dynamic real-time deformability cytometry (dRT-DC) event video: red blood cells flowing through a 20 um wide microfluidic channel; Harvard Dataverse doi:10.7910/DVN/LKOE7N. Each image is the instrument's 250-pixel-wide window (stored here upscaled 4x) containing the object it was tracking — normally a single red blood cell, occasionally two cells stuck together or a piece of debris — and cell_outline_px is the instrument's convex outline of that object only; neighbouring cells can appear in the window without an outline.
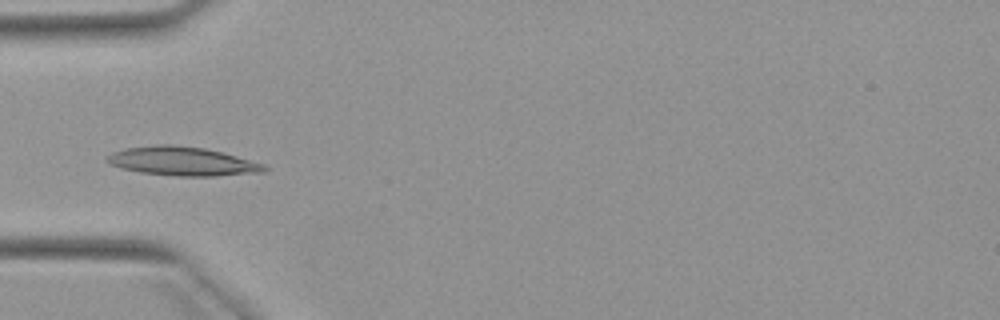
{"species": "Egyptian fruit bat (a non-hibernating species)", "species_latin": "Rousettus aegyptiacus", "temperature_condition": "warm", "stored_images_in_passage": 7, "camera_frame_rate_fps": 3000, "um_per_image_px": 0.085, "animal": {"sex": "female"}, "frame": {"image": 1, "passage_image": 4, "time_ms": 4.667, "image_size_px": [1000, 320], "cell_outline_px": [[268, 172], [216, 176], [176, 176], [140, 172], [120, 168], [108, 164], [104, 160], [104, 156], [112, 152], [124, 148], [156, 144], [172, 144], [204, 148], [236, 156], [264, 164], [268, 168]], "centroid_in_image_um": [15.45, 13.71], "position_along_channel_um": 69.6, "area_um2": 26.76}}
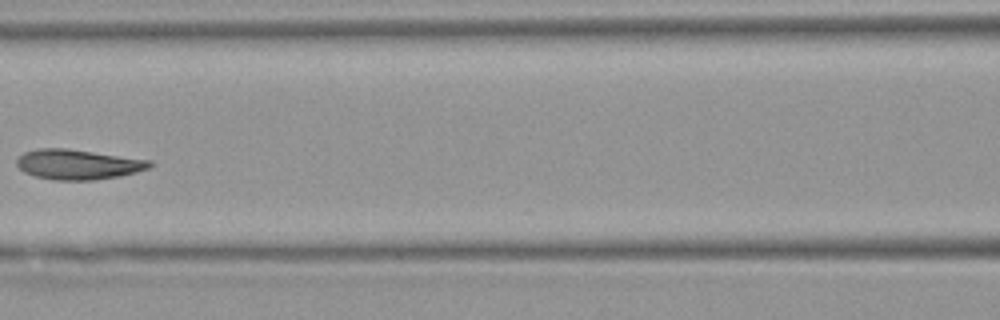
{"frame": {"image": 2, "passage_image": 6, "time_ms": 7.0, "image_size_px": [1000, 320], "cell_outline_px": [[152, 168], [120, 176], [92, 180], [52, 180], [36, 176], [24, 172], [16, 164], [16, 160], [24, 152], [40, 148], [68, 148], [152, 160]], "centroid_in_image_um": [6.66, 13.97], "position_along_channel_um": 159.9, "area_um2": 23.41}}
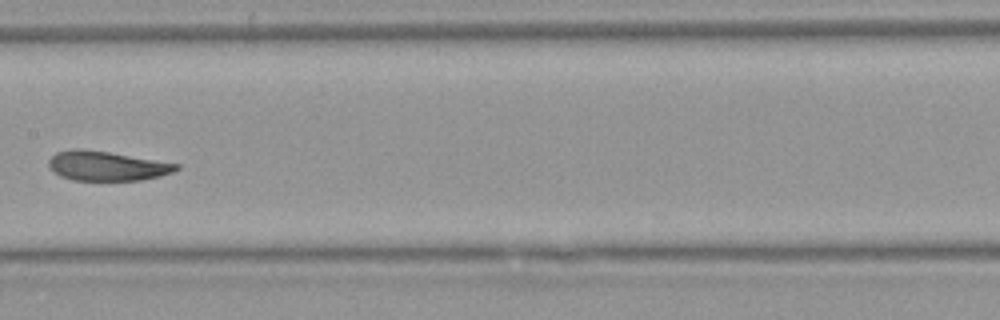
{"frame": {"image": 3, "passage_image": 7, "time_ms": 8.0, "image_size_px": [1000, 320], "cell_outline_px": [[180, 168], [172, 172], [160, 176], [140, 180], [72, 180], [60, 176], [48, 168], [48, 160], [56, 152], [72, 148], [84, 148], [180, 164]], "centroid_in_image_um": [9.03, 14.09], "position_along_channel_um": 198.4, "area_um2": 22.02}}